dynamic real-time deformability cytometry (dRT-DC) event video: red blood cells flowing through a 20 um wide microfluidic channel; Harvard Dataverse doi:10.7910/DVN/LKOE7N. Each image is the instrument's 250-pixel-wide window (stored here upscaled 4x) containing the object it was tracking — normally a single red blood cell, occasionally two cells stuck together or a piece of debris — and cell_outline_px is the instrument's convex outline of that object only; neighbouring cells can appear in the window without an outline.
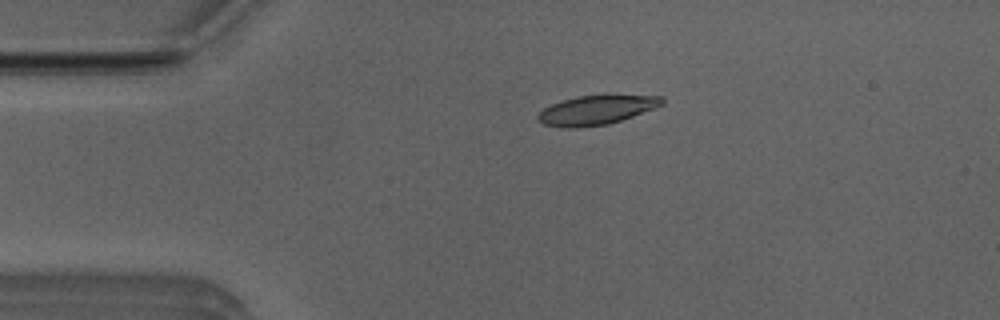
{"species": "Egyptian fruit bat (a non-hibernating species)", "species_latin": "Rousettus aegyptiacus", "temperature_condition": "room temperature", "stored_images_in_passage": 4, "camera_frame_rate_fps": 3000, "um_per_image_px": 0.085, "animal": {"sex": "male"}, "frame": {"image": 1, "passage_image": 3, "time_ms": 0.667, "image_size_px": [1000, 320], "cell_outline_px": [[664, 104], [632, 116], [608, 124], [576, 128], [568, 128], [544, 124], [536, 120], [536, 116], [544, 108], [560, 100], [576, 96], [604, 92], [608, 92], [664, 96]], "centroid_in_image_um": [50.73, 9.28], "position_along_channel_um": 34.3, "area_um2": 22.14}}